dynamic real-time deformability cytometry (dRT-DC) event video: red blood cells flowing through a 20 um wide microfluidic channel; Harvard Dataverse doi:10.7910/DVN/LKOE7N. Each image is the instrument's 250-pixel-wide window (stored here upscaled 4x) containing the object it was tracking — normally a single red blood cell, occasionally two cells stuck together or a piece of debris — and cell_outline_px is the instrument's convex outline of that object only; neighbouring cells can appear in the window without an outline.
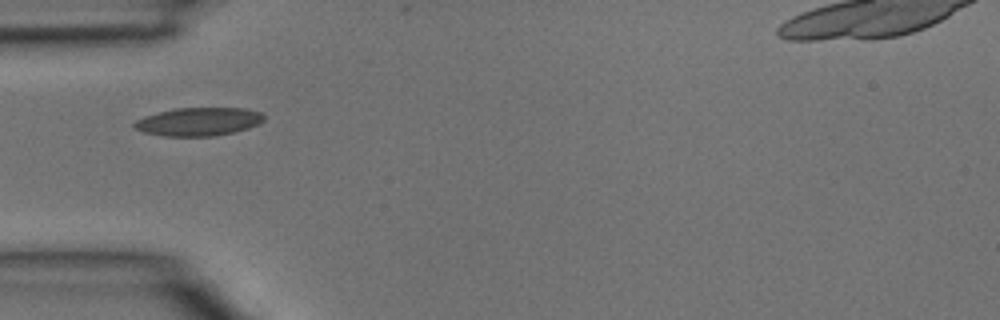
{"species": "common noctule bat (a hibernating species)", "species_latin": "Nyctalus noctula", "temperature_condition": "room temperature", "stored_images_in_passage": 3, "camera_frame_rate_fps": 3000, "um_per_image_px": 0.085, "animal": {"sex": "male", "body_mass_g": 15.6}, "frame": {"image": 1, "passage_image": 3, "time_ms": 0.667, "image_size_px": [1000, 320], "cell_outline_px": [[264, 120], [260, 124], [236, 132], [216, 136], [164, 136], [144, 132], [132, 128], [132, 124], [136, 120], [144, 116], [176, 108], [244, 108], [260, 112], [264, 116]], "centroid_in_image_um": [16.88, 10.35], "position_along_channel_um": 68.1, "area_um2": 21.5}}